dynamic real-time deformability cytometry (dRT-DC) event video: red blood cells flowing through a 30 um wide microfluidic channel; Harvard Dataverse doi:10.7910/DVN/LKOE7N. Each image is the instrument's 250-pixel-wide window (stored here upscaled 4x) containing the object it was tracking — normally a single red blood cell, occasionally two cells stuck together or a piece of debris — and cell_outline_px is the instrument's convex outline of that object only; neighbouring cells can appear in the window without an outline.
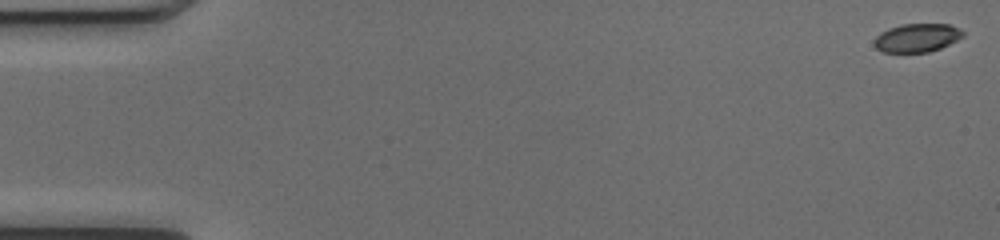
{"species": "common noctule bat (a hibernating species)", "species_latin": "Nyctalus noctula", "temperature_condition": "cold", "stored_images_in_passage": 52, "camera_frame_rate_fps": 3000, "um_per_image_px": 0.085, "animal": {"sex": "female", "body_mass_g": 17.0, "forearm_length_mm": 48.0}, "frame": {"image": 1, "passage_image": 1, "time_ms": 0.0, "image_size_px": [1000, 240], "cell_outline_px": [[964, 36], [940, 48], [928, 52], [884, 52], [876, 48], [872, 44], [872, 40], [880, 32], [888, 28], [900, 24], [948, 24], [960, 28], [964, 32]], "centroid_in_image_um": [77.9, 3.2], "position_along_channel_um": 7.1, "area_um2": 14.85}}
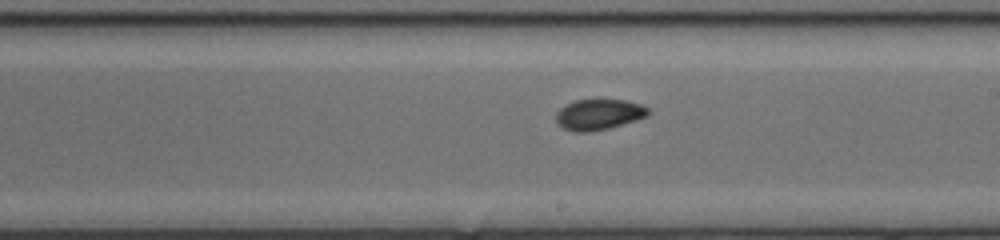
{"frame": {"image": 2, "passage_image": 30, "time_ms": 9.667, "image_size_px": [1000, 240], "cell_outline_px": [[652, 112], [648, 116], [636, 120], [608, 128], [584, 132], [572, 132], [556, 124], [556, 112], [560, 108], [576, 100], [624, 100], [640, 104], [648, 108]], "centroid_in_image_um": [50.9, 9.73], "position_along_channel_um": 238.1, "area_um2": 16.42}}
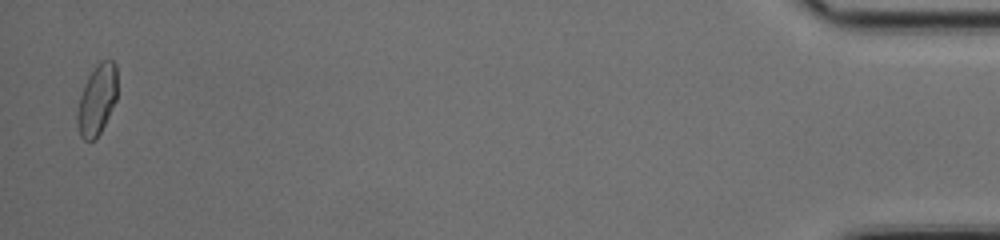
{"frame": {"image": 3, "passage_image": 51, "time_ms": 16.667, "image_size_px": [1000, 240], "cell_outline_px": [[116, 100], [100, 132], [92, 140], [84, 140], [80, 136], [76, 124], [76, 112], [80, 96], [84, 84], [88, 76], [96, 64], [104, 60], [112, 60], [116, 64]], "centroid_in_image_um": [8.21, 8.47], "position_along_channel_um": 427.0, "area_um2": 16.3}, "authors_computed_cell_mechanics": {"area_um2": 16.2707, "velocity_mm_per_s": 4.0332, "shape_relaxation_time_tau1_ms": 3.6344, "shape_relaxation_time_tau2_ms": 2.5336, "deformation_change_tau1": 0.1406, "deformation_change_tau2": 0.0551}}